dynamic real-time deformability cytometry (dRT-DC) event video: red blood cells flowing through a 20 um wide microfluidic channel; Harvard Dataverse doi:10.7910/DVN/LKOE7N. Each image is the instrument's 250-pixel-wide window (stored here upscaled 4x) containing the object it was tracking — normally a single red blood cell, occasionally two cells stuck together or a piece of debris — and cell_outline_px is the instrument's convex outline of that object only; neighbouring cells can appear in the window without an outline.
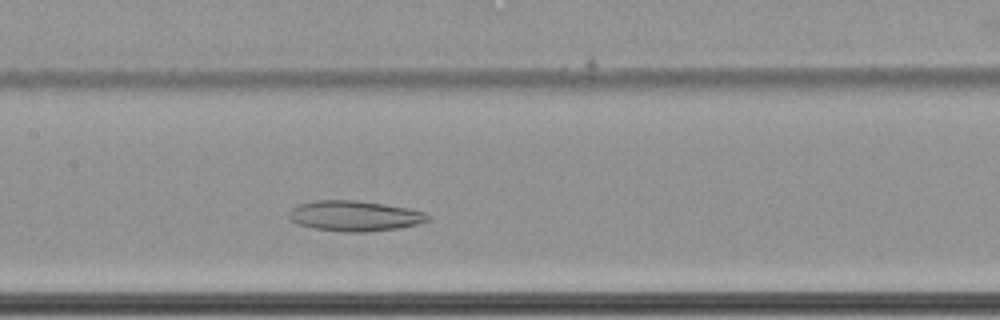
{"species": "common noctule bat (a hibernating species)", "species_latin": "Nyctalus noctula", "temperature_condition": "cold", "stored_images_in_passage": 42, "camera_frame_rate_fps": 3000, "um_per_image_px": 0.085, "animal": {"sex": "female", "body_mass_g": 22.7, "forearm_length_mm": 54.2}, "frame": {"image": 1, "passage_image": 20, "time_ms": 6.333, "image_size_px": [1000, 320], "cell_outline_px": [[432, 220], [400, 228], [364, 232], [344, 232], [312, 228], [296, 224], [288, 216], [288, 212], [296, 204], [312, 200], [356, 200], [384, 204], [424, 212], [432, 216]], "centroid_in_image_um": [30.11, 18.35], "position_along_channel_um": 177.3, "area_um2": 24.85}}
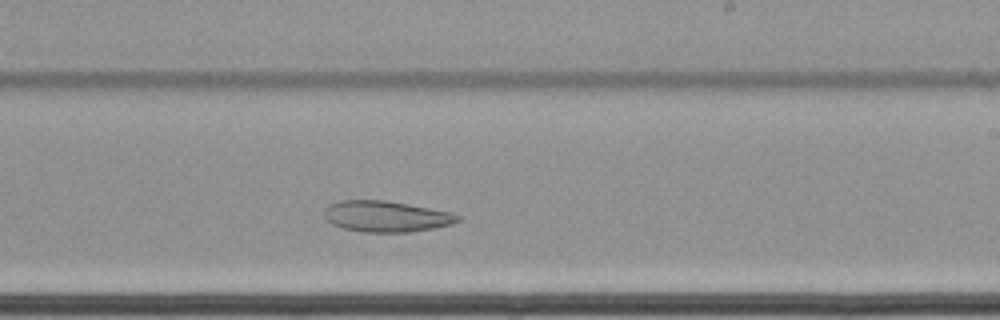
{"frame": {"image": 2, "passage_image": 27, "time_ms": 8.667, "image_size_px": [1000, 320], "cell_outline_px": [[460, 220], [452, 224], [412, 232], [364, 232], [344, 228], [332, 224], [324, 216], [324, 208], [328, 204], [340, 200], [384, 200], [408, 204], [448, 212], [460, 216]], "centroid_in_image_um": [32.78, 18.39], "position_along_channel_um": 256.2, "area_um2": 23.99}}
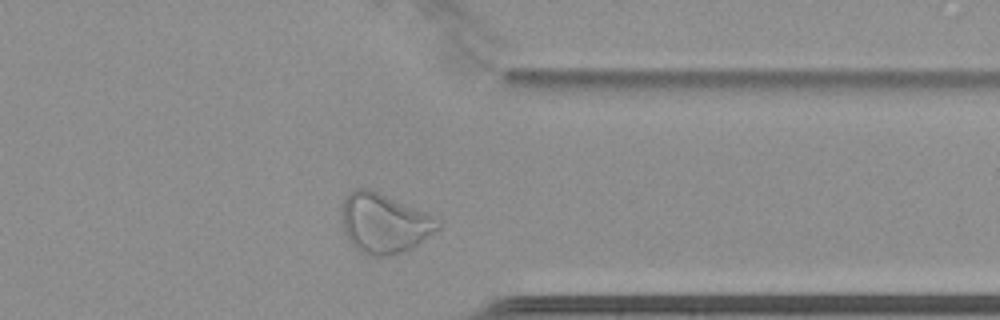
{"frame": {"image": 3, "passage_image": 38, "time_ms": 12.333, "image_size_px": [1000, 320], "cell_outline_px": [[444, 224], [440, 228], [412, 248], [388, 256], [368, 256], [360, 252], [348, 240], [344, 232], [340, 216], [344, 196], [356, 188], [368, 188], [380, 192], [428, 212], [440, 220]], "centroid_in_image_um": [32.65, 18.96], "position_along_channel_um": 378.7, "area_um2": 34.1}, "authors_computed_cell_mechanics": {"area_um2": 27.4261, "velocity_mm_per_s": 3.3813, "shape_relaxation_time_tau1_ms": null, "shape_relaxation_time_tau2_ms": 6.904, "deformation_change_tau1": null, "deformation_change_tau2": 0.1103}}